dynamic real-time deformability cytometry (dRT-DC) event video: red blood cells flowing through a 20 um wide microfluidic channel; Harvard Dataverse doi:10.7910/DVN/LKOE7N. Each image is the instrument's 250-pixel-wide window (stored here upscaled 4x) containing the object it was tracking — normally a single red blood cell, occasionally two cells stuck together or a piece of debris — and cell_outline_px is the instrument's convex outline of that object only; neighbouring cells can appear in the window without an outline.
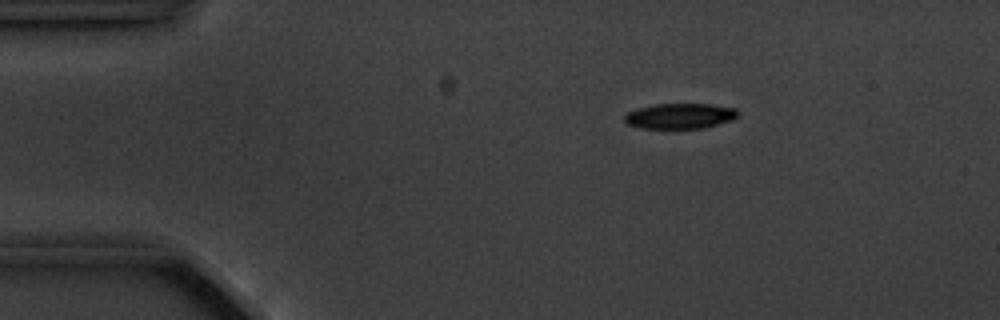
{"species": "common noctule bat (a hibernating species)", "species_latin": "Nyctalus noctula", "temperature_condition": "cold", "stored_images_in_passage": 4, "camera_frame_rate_fps": 3000, "um_per_image_px": 0.085, "animal": {"sex": "male", "body_mass_g": 20.1, "forearm_length_mm": 53.5}, "frame": {"image": 1, "passage_image": 3, "time_ms": 2.333, "image_size_px": [1000, 320], "cell_outline_px": [[736, 116], [732, 120], [704, 128], [640, 128], [628, 124], [624, 120], [624, 116], [628, 112], [640, 108], [656, 104], [708, 104], [736, 108]], "centroid_in_image_um": [57.78, 9.86], "position_along_channel_um": 27.2, "area_um2": 16.53}}